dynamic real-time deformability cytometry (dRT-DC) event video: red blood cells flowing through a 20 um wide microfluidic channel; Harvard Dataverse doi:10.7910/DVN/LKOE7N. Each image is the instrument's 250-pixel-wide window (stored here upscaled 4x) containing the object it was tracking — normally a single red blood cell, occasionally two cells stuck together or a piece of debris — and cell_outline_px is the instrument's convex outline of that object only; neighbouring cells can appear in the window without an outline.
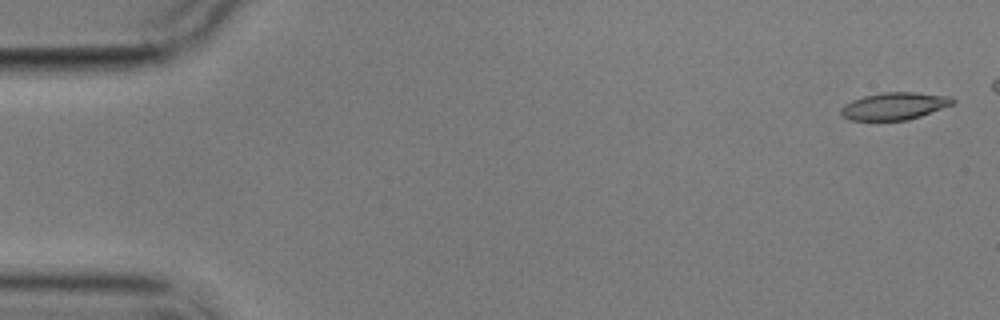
{"species": "common noctule bat (a hibernating species)", "species_latin": "Nyctalus noctula", "temperature_condition": "cold", "stored_images_in_passage": 6, "camera_frame_rate_fps": 3000, "um_per_image_px": 0.085, "animal": {"sex": "male", "body_mass_g": 17.9}, "frame": {"image": 1, "passage_image": 1, "time_ms": 0.0, "image_size_px": [1000, 320], "cell_outline_px": [[956, 100], [952, 104], [920, 116], [908, 120], [852, 120], [844, 116], [840, 112], [840, 108], [844, 104], [852, 100], [864, 96], [884, 92], [916, 92], [952, 96]], "centroid_in_image_um": [76.03, 9.0], "position_along_channel_um": 9.0, "area_um2": 17.69}}
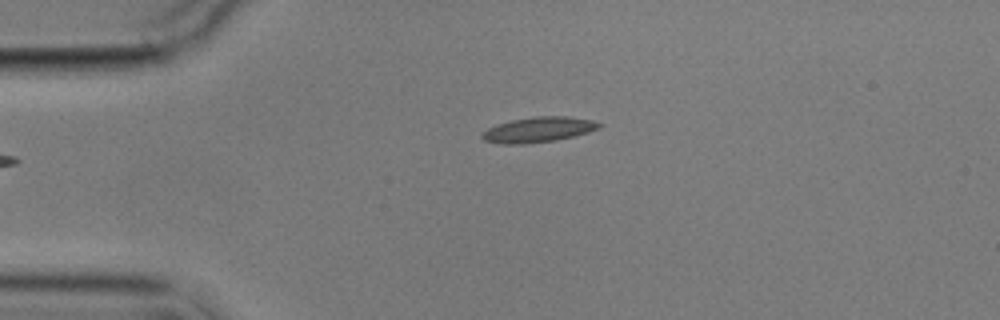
{"frame": {"image": 2, "passage_image": 6, "time_ms": 6.0, "image_size_px": [1000, 320], "cell_outline_px": [[604, 124], [600, 128], [588, 132], [556, 140], [524, 144], [500, 144], [484, 140], [480, 136], [480, 132], [488, 128], [512, 120], [536, 116], [568, 116], [592, 120]], "centroid_in_image_um": [45.76, 11.02], "position_along_channel_um": 39.2, "area_um2": 17.22}}